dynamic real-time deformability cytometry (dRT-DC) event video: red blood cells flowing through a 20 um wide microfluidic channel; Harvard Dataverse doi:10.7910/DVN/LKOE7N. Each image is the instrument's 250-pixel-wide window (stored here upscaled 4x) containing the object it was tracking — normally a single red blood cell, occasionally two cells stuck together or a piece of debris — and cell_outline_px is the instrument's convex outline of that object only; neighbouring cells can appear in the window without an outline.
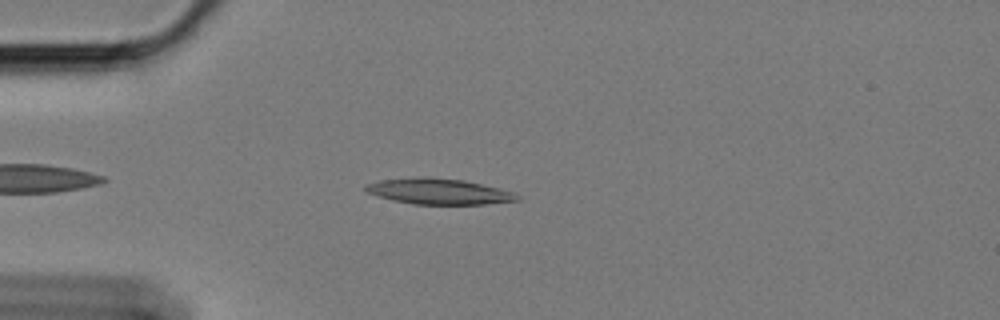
{"species": "Egyptian fruit bat (a non-hibernating species)", "species_latin": "Rousettus aegyptiacus", "temperature_condition": "cold", "stored_images_in_passage": 49, "camera_frame_rate_fps": 3000, "um_per_image_px": 0.085, "animal": {"sex": "female"}, "frame": {"image": 1, "passage_image": 6, "time_ms": 1.667, "image_size_px": [1000, 320], "cell_outline_px": [[520, 200], [484, 204], [416, 204], [392, 200], [368, 192], [364, 188], [364, 184], [380, 180], [428, 176], [464, 180], [500, 188], [512, 192], [520, 196]], "centroid_in_image_um": [37.31, 16.26], "position_along_channel_um": 47.7, "area_um2": 22.66}}
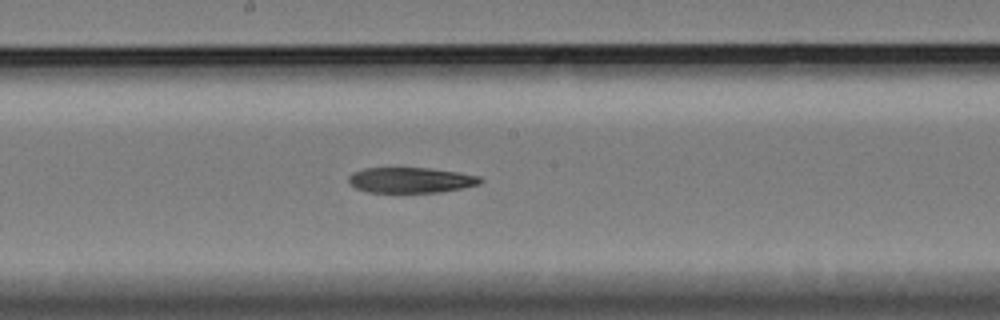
{"frame": {"image": 2, "passage_image": 22, "time_ms": 7.0, "image_size_px": [1000, 320], "cell_outline_px": [[484, 180], [480, 184], [440, 192], [368, 192], [356, 188], [348, 180], [348, 176], [352, 172], [364, 168], [432, 168], [460, 172], [480, 176]], "centroid_in_image_um": [34.94, 15.3], "position_along_channel_um": 213.3, "area_um2": 19.59}}
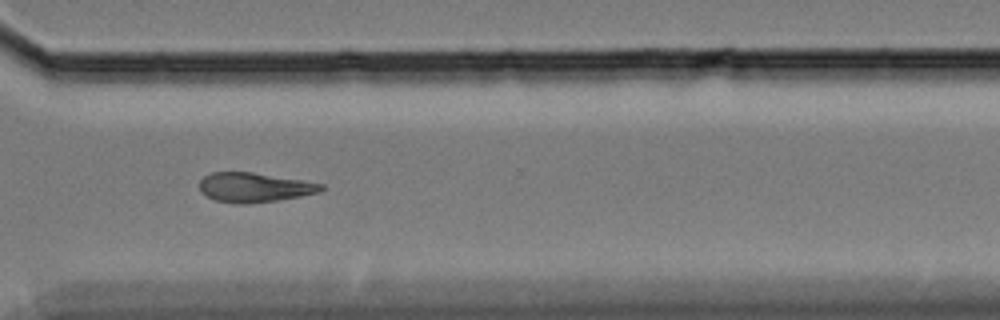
{"frame": {"image": 3, "passage_image": 34, "time_ms": 11.0, "image_size_px": [1000, 320], "cell_outline_px": [[324, 188], [320, 192], [300, 196], [276, 200], [240, 204], [236, 204], [216, 200], [204, 196], [200, 192], [200, 180], [204, 176], [212, 172], [252, 172], [324, 184]], "centroid_in_image_um": [21.57, 15.93], "position_along_channel_um": 349.0, "area_um2": 20.75}, "authors_computed_cell_mechanics": {"area_um2": 21.6172, "velocity_mm_per_s": 3.3985, "shape_relaxation_time_tau1_ms": 7.2304, "shape_relaxation_time_tau2_ms": null, "deformation_change_tau1": 0.1597, "deformation_change_tau2": null}}